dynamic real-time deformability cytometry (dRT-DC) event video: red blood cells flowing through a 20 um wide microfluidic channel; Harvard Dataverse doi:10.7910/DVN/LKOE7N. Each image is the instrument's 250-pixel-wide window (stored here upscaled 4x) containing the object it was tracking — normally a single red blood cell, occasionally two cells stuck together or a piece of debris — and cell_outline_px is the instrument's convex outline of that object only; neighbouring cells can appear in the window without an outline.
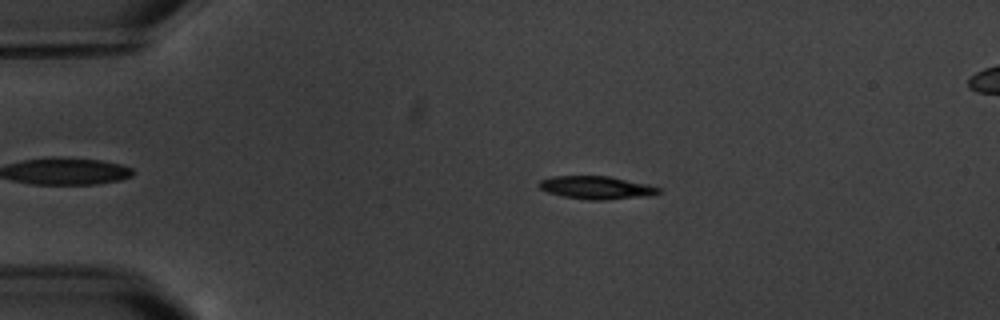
{"species": "common noctule bat (a hibernating species)", "species_latin": "Nyctalus noctula", "temperature_condition": "warm", "stored_images_in_passage": 4, "camera_frame_rate_fps": 3000, "um_per_image_px": 0.085, "animal": {"sex": "male", "body_mass_g": 20.1, "forearm_length_mm": 53.5}, "frame": {"image": 1, "passage_image": 2, "time_ms": 1.333, "image_size_px": [1000, 320], "cell_outline_px": [[660, 192], [648, 196], [608, 200], [588, 200], [564, 196], [548, 192], [540, 188], [536, 184], [540, 180], [552, 176], [608, 176], [648, 184], [660, 188]], "centroid_in_image_um": [50.68, 15.95], "position_along_channel_um": 34.3, "area_um2": 16.01}}